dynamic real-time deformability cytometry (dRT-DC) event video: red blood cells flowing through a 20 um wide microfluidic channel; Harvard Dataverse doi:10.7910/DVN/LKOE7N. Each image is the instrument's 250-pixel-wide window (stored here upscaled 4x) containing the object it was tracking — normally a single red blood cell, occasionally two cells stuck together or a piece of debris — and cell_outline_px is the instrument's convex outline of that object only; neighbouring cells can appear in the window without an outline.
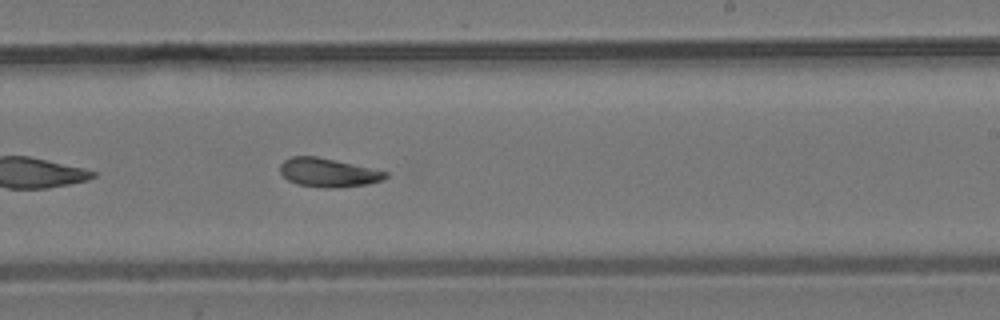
{"species": "common noctule bat (a hibernating species)", "species_latin": "Nyctalus noctula", "temperature_condition": "room temperature", "stored_images_in_passage": 38, "camera_frame_rate_fps": 3000, "um_per_image_px": 0.085, "animal": {"sex": "male", "body_mass_g": 19.2, "forearm_length_mm": 51.8}, "frame": {"image": 1, "passage_image": 17, "time_ms": 5.333, "image_size_px": [1000, 320], "cell_outline_px": [[388, 176], [384, 180], [368, 184], [336, 188], [324, 188], [296, 184], [288, 180], [280, 172], [280, 164], [284, 160], [292, 156], [316, 156], [336, 160], [388, 172]], "centroid_in_image_um": [27.9, 14.67], "position_along_channel_um": 261.1, "area_um2": 17.74}, "authors_computed_cell_mechanics": {"area_um2": 18.0047, "velocity_mm_per_s": 3.822, "shape_relaxation_time_tau1_ms": null, "shape_relaxation_time_tau2_ms": 4.7275, "deformation_change_tau1": null, "deformation_change_tau2": 0.1355}}